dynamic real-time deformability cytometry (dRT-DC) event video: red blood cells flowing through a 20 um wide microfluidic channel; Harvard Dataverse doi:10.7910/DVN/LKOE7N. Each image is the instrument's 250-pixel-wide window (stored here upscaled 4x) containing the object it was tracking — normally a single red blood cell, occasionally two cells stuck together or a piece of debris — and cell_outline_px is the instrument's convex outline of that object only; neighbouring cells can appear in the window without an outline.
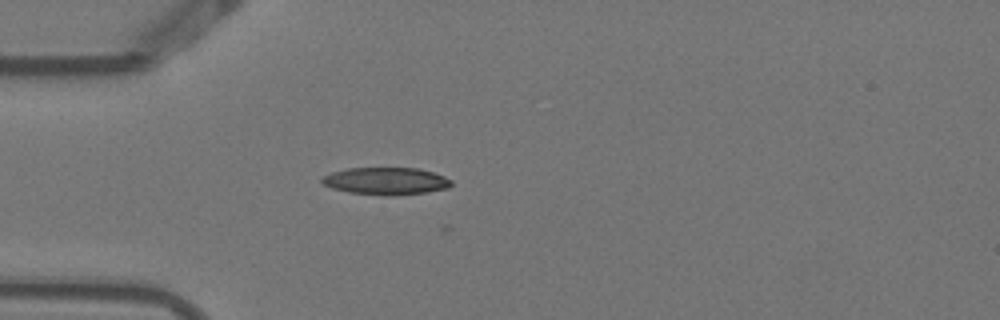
{"species": "Egyptian fruit bat (a non-hibernating species)", "species_latin": "Rousettus aegyptiacus", "temperature_condition": "warm", "stored_images_in_passage": 1, "camera_frame_rate_fps": 3000, "um_per_image_px": 0.085, "animal": {"sex": "female"}, "frame": {"image": 1, "passage_image": 1, "time_ms": 0.0, "image_size_px": [1000, 320], "cell_outline_px": [[452, 184], [448, 188], [428, 192], [388, 196], [348, 192], [332, 188], [324, 184], [320, 180], [324, 176], [332, 172], [348, 168], [416, 168], [432, 172], [444, 176], [452, 180]], "centroid_in_image_um": [32.82, 15.39], "position_along_channel_um": 52.2, "area_um2": 20.52}}